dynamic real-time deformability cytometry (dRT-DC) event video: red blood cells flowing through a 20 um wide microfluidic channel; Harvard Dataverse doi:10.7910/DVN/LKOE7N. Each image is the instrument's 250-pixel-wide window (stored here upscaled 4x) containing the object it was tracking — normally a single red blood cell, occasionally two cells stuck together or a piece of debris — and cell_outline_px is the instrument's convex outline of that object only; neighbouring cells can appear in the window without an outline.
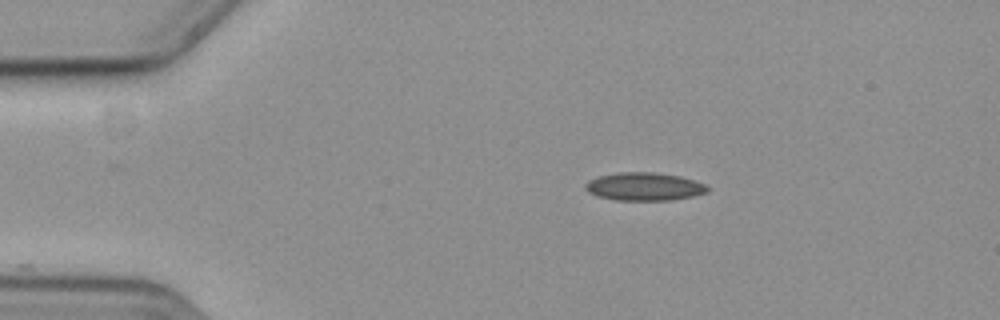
{"species": "common noctule bat (a hibernating species)", "species_latin": "Nyctalus noctula", "temperature_condition": "cold", "stored_images_in_passage": 17, "camera_frame_rate_fps": 3000, "um_per_image_px": 0.085, "animal": {"sex": "female", "body_mass_g": 19.3, "forearm_length_mm": 54.1}, "frame": {"image": 1, "passage_image": 1, "time_ms": 0.0, "image_size_px": [1000, 320], "cell_outline_px": [[708, 192], [692, 196], [668, 200], [616, 200], [596, 196], [588, 192], [584, 188], [584, 184], [588, 180], [600, 176], [616, 172], [652, 172], [680, 176], [696, 180], [708, 184]], "centroid_in_image_um": [54.75, 15.85], "position_along_channel_um": 30.2, "area_um2": 20.11}}
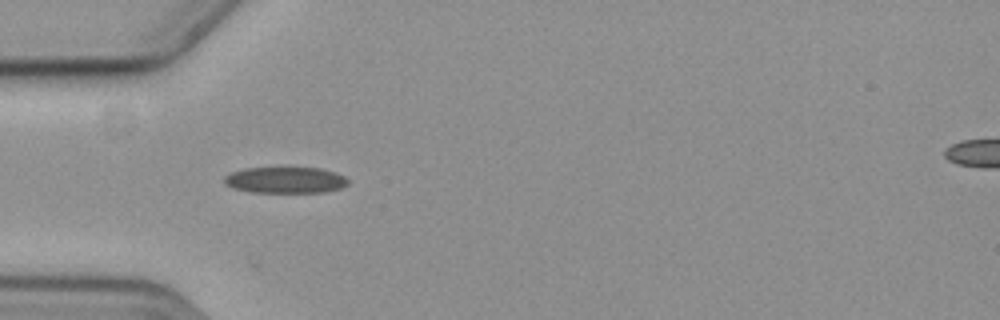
{"frame": {"image": 2, "passage_image": 8, "time_ms": 2.333, "image_size_px": [1000, 320], "cell_outline_px": [[348, 184], [340, 188], [324, 192], [252, 192], [232, 188], [224, 184], [224, 176], [232, 172], [244, 168], [320, 168], [336, 172], [344, 176], [348, 180]], "centroid_in_image_um": [24.24, 15.3], "position_along_channel_um": 60.8, "area_um2": 18.9}}